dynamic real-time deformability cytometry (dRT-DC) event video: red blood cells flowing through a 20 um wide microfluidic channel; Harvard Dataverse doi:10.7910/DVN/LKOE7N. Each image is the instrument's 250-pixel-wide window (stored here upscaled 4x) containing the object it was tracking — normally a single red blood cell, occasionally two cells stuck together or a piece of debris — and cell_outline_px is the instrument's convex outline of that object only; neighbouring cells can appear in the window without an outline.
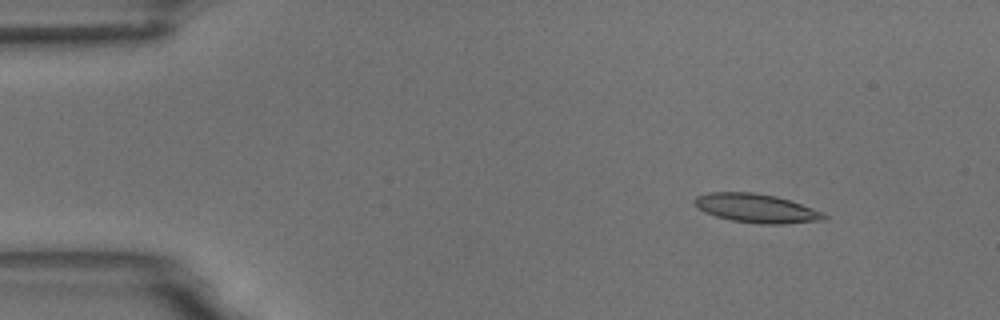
{"species": "common noctule bat (a hibernating species)", "species_latin": "Nyctalus noctula", "temperature_condition": "room temperature", "stored_images_in_passage": 7, "camera_frame_rate_fps": 3000, "um_per_image_px": 0.085, "animal": {"sex": "male", "body_mass_g": 18.8}, "frame": {"image": 1, "passage_image": 2, "time_ms": 1.333, "image_size_px": [1000, 320], "cell_outline_px": [[828, 216], [824, 220], [784, 224], [760, 224], [732, 220], [716, 216], [704, 212], [696, 208], [692, 204], [692, 200], [696, 196], [708, 192], [752, 192], [776, 196], [824, 212]], "centroid_in_image_um": [64.24, 17.7], "position_along_channel_um": 20.8, "area_um2": 21.91}}
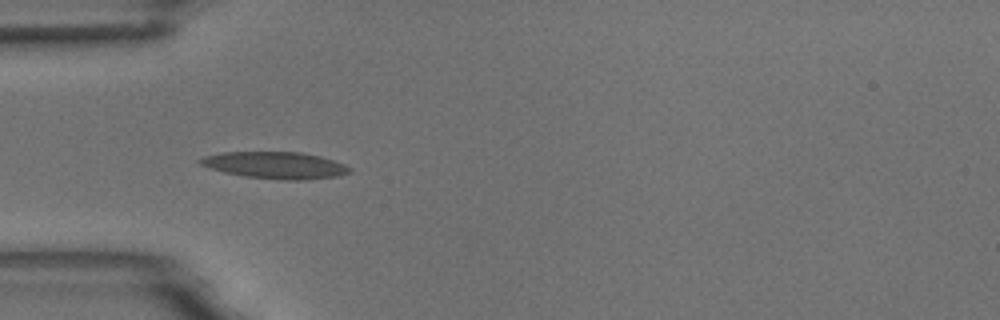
{"frame": {"image": 2, "passage_image": 5, "time_ms": 4.667, "image_size_px": [1000, 320], "cell_outline_px": [[352, 172], [340, 176], [300, 180], [280, 180], [244, 176], [224, 172], [196, 164], [196, 160], [204, 156], [224, 152], [300, 152], [320, 156], [344, 164], [352, 168]], "centroid_in_image_um": [23.38, 14.05], "position_along_channel_um": 61.6, "area_um2": 23.52}}